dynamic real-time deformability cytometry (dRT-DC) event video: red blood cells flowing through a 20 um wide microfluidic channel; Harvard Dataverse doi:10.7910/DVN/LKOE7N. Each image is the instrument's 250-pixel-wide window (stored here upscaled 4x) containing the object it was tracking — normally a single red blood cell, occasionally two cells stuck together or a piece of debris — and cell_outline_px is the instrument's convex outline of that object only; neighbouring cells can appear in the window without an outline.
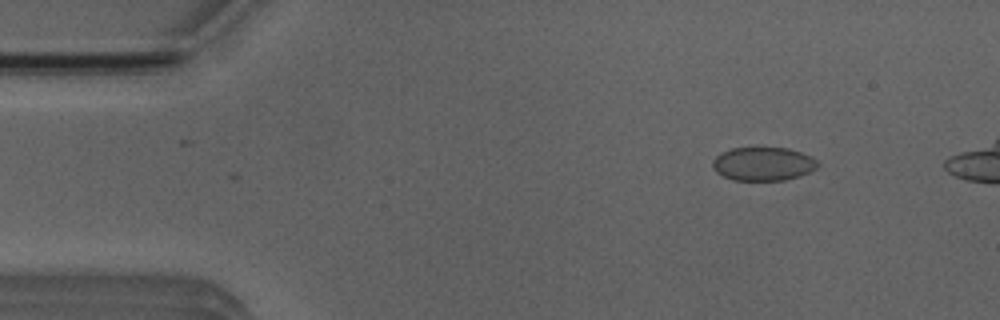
{"species": "Egyptian fruit bat (a non-hibernating species)", "species_latin": "Rousettus aegyptiacus", "temperature_condition": "room temperature", "stored_images_in_passage": 4, "camera_frame_rate_fps": 3000, "um_per_image_px": 0.085, "animal": {"sex": "male"}, "frame": {"image": 1, "passage_image": 1, "time_ms": 0.0, "image_size_px": [1000, 320], "cell_outline_px": [[820, 164], [816, 168], [800, 176], [784, 180], [732, 180], [716, 172], [712, 168], [712, 160], [720, 152], [732, 148], [788, 148], [800, 152], [816, 160]], "centroid_in_image_um": [64.83, 13.93], "position_along_channel_um": 20.2, "area_um2": 20.52}}